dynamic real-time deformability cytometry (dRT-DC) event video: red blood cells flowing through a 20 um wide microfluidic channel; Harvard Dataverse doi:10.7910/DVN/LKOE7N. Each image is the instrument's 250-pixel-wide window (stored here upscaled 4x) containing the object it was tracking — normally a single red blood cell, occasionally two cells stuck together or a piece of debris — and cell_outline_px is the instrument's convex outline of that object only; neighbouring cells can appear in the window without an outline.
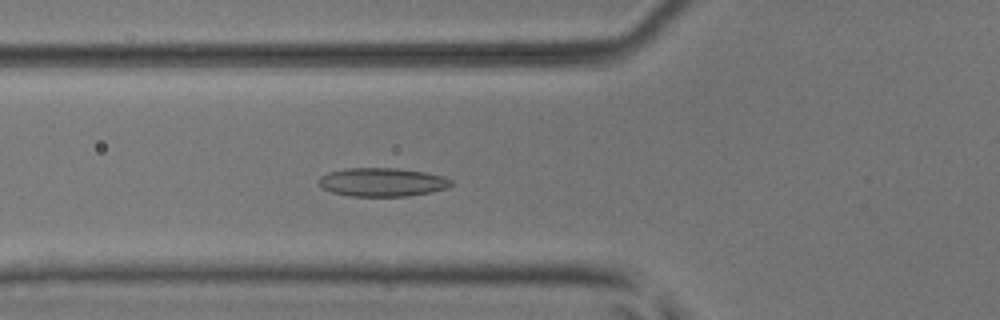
{"species": "common noctule bat (a hibernating species)", "species_latin": "Nyctalus noctula", "temperature_condition": "room temperature", "stored_images_in_passage": 46, "camera_frame_rate_fps": 3000, "um_per_image_px": 0.085, "animal": {"sex": "male", "body_mass_g": 17.9, "forearm_length_mm": 54.2}, "frame": {"image": 1, "passage_image": 19, "time_ms": 6.0, "image_size_px": [1000, 320], "cell_outline_px": [[452, 184], [448, 188], [432, 192], [408, 196], [348, 196], [332, 192], [324, 188], [320, 184], [320, 176], [328, 172], [344, 168], [396, 168], [424, 172], [444, 176], [452, 180]], "centroid_in_image_um": [32.52, 15.48], "position_along_channel_um": 93.3, "area_um2": 22.08}}
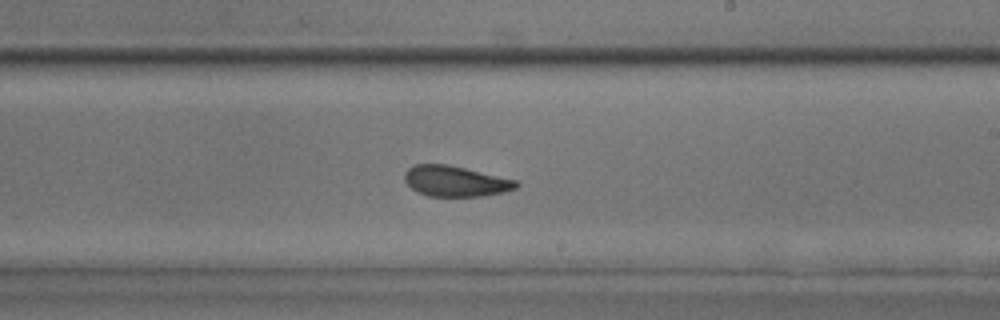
{"frame": {"image": 2, "passage_image": 31, "time_ms": 10.0, "image_size_px": [1000, 320], "cell_outline_px": [[520, 184], [516, 188], [504, 192], [484, 196], [428, 196], [416, 192], [404, 180], [404, 172], [408, 168], [416, 164], [448, 164], [516, 180]], "centroid_in_image_um": [38.69, 15.4], "position_along_channel_um": 250.3, "area_um2": 19.94}}
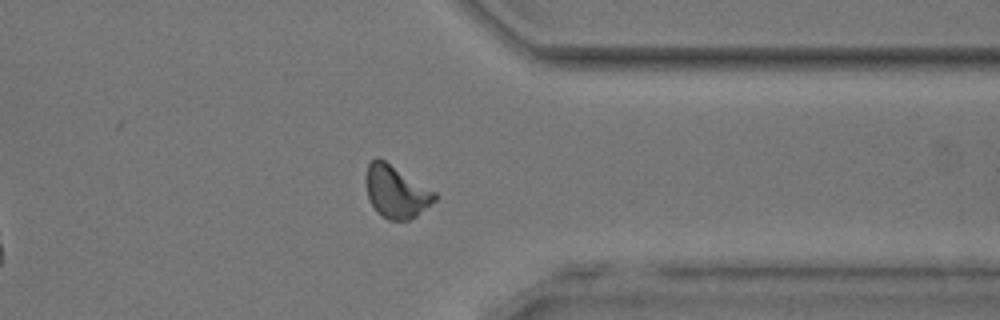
{"frame": {"image": 3, "passage_image": 41, "time_ms": 13.333, "image_size_px": [1000, 320], "cell_outline_px": [[436, 200], [416, 216], [408, 220], [388, 220], [380, 216], [376, 212], [368, 196], [364, 180], [368, 164], [376, 156], [380, 156], [436, 192]], "centroid_in_image_um": [33.64, 16.27], "position_along_channel_um": 377.8, "area_um2": 21.33}, "authors_computed_cell_mechanics": {"area_um2": 20.8658, "velocity_mm_per_s": 3.9356, "shape_relaxation_time_tau1_ms": 7.093, "shape_relaxation_time_tau2_ms": 2.1616, "deformation_change_tau1": 0.1459, "deformation_change_tau2": 0.0847}}